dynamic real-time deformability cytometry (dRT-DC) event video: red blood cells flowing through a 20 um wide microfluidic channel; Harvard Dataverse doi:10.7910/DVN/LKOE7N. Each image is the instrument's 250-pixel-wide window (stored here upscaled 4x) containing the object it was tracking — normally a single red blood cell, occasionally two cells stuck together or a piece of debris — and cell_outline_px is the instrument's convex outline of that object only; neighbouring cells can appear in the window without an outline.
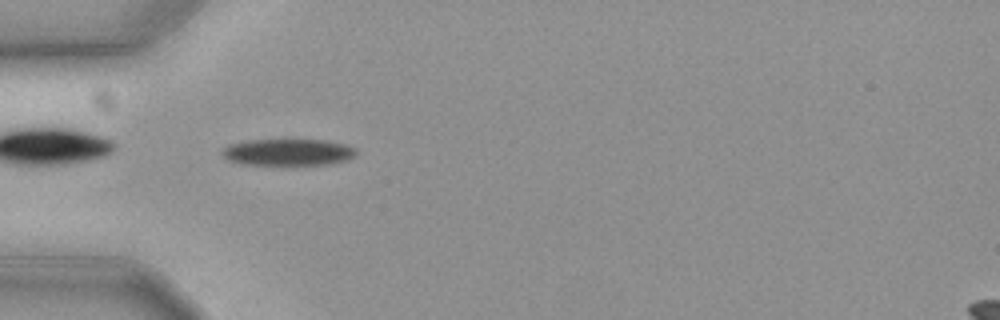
{"species": "common noctule bat (a hibernating species)", "species_latin": "Nyctalus noctula", "temperature_condition": "cold", "stored_images_in_passage": 41, "camera_frame_rate_fps": 3000, "um_per_image_px": 0.085, "animal": {"sex": "female", "body_mass_g": 19.3, "forearm_length_mm": 54.1}, "frame": {"image": 1, "passage_image": 2, "time_ms": 0.333, "image_size_px": [1000, 320], "cell_outline_px": [[356, 152], [348, 160], [332, 164], [284, 168], [240, 164], [228, 160], [220, 152], [228, 144], [248, 140], [324, 140], [344, 144], [356, 148]], "centroid_in_image_um": [24.45, 13.0], "position_along_channel_um": 60.6, "area_um2": 22.02}}
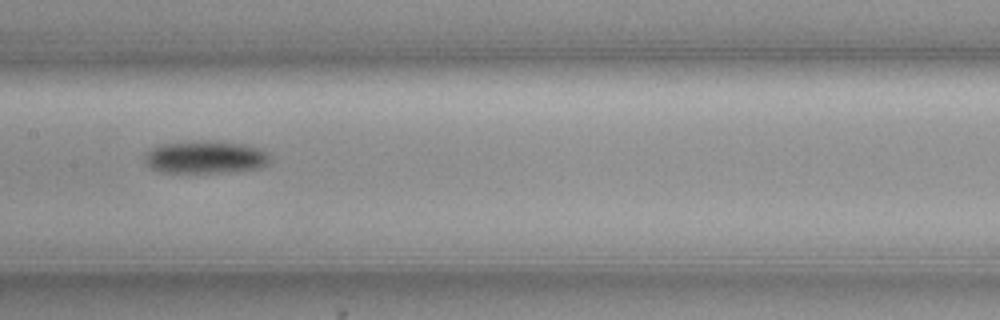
{"frame": {"image": 2, "passage_image": 13, "time_ms": 4.0, "image_size_px": [1000, 320], "cell_outline_px": [[268, 164], [260, 168], [224, 172], [160, 172], [152, 168], [144, 160], [144, 156], [152, 148], [160, 144], [204, 140], [216, 140], [244, 144], [260, 148], [268, 152]], "centroid_in_image_um": [17.48, 13.34], "position_along_channel_um": 189.9, "area_um2": 23.87}}
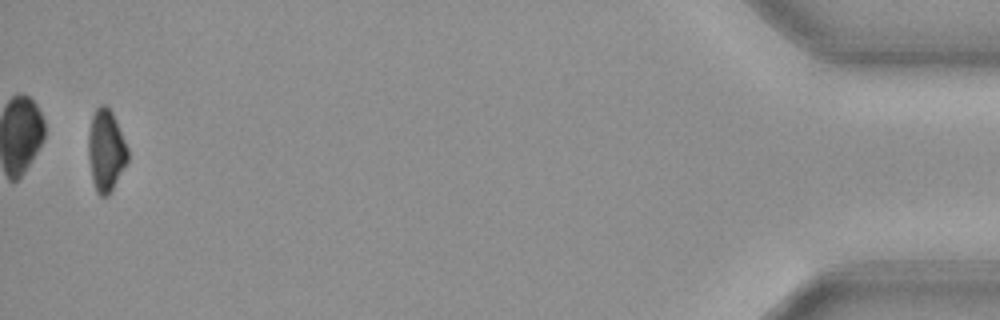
{"frame": {"image": 3, "passage_image": 40, "time_ms": 13.0, "image_size_px": [1000, 320], "cell_outline_px": [[128, 160], [108, 196], [100, 196], [96, 192], [92, 180], [88, 156], [88, 132], [92, 116], [96, 108], [100, 104], [104, 104], [112, 112], [128, 148]], "centroid_in_image_um": [8.99, 12.79], "position_along_channel_um": 426.2, "area_um2": 18.73}, "authors_computed_cell_mechanics": {"area_um2": 22.0218, "velocity_mm_per_s": 3.643, "shape_relaxation_time_tau1_ms": 3.1964, "shape_relaxation_time_tau2_ms": null, "deformation_change_tau1": 0.077, "deformation_change_tau2": null}}